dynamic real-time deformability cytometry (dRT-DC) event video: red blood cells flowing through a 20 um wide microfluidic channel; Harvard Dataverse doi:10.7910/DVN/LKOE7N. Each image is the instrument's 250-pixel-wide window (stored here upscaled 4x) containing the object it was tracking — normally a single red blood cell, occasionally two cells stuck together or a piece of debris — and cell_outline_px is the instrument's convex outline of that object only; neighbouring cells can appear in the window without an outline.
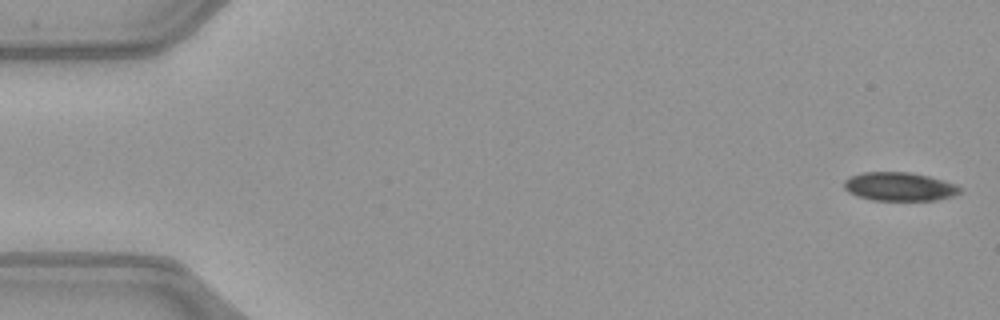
{"species": "common noctule bat (a hibernating species)", "species_latin": "Nyctalus noctula", "temperature_condition": "warm", "stored_images_in_passage": 50, "camera_frame_rate_fps": 3000, "um_per_image_px": 0.085, "animal": {"sex": "female", "body_mass_g": 21.9}, "frame": {"image": 1, "passage_image": 1, "time_ms": 0.0, "image_size_px": [1000, 320], "cell_outline_px": [[960, 192], [952, 196], [936, 200], [872, 200], [848, 192], [844, 188], [844, 180], [848, 176], [864, 172], [908, 172], [928, 176], [944, 180], [956, 184], [960, 188]], "centroid_in_image_um": [76.43, 15.85], "position_along_channel_um": 8.6, "area_um2": 19.25}}
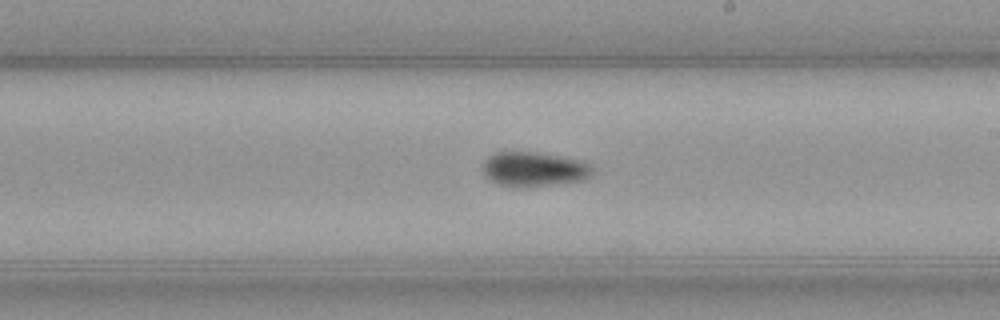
{"frame": {"image": 2, "passage_image": 29, "time_ms": 9.333, "image_size_px": [1000, 320], "cell_outline_px": [[592, 176], [580, 180], [552, 184], [496, 184], [488, 180], [484, 176], [484, 160], [488, 156], [496, 152], [540, 152], [584, 160], [592, 164]], "centroid_in_image_um": [45.42, 14.32], "position_along_channel_um": 243.6, "area_um2": 21.62}}
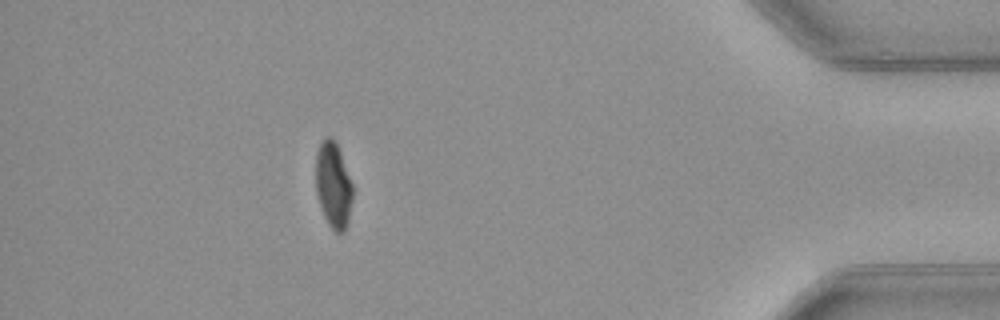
{"frame": {"image": 3, "passage_image": 45, "time_ms": 14.667, "image_size_px": [1000, 320], "cell_outline_px": [[352, 200], [348, 224], [344, 232], [336, 232], [328, 224], [324, 216], [316, 192], [316, 152], [324, 136], [328, 136], [336, 144], [340, 152], [352, 184]], "centroid_in_image_um": [28.32, 15.75], "position_along_channel_um": 406.9, "area_um2": 18.26}, "authors_computed_cell_mechanics": {"area_um2": 20.5768, "velocity_mm_per_s": 4.0448, "shape_relaxation_time_tau1_ms": 3.8949, "shape_relaxation_time_tau2_ms": null, "deformation_change_tau1": 0.1121, "deformation_change_tau2": null}}